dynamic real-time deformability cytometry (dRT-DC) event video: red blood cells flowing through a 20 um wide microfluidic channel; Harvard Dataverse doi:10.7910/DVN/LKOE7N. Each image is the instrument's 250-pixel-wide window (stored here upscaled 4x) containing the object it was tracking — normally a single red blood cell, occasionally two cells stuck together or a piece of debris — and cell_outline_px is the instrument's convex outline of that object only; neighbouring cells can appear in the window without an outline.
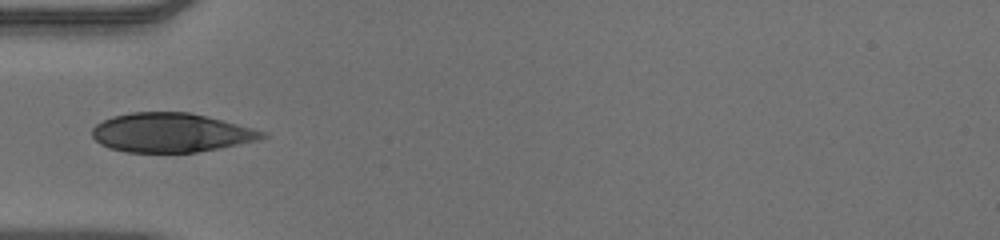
{"species": "human", "species_latin": "Homo sapiens", "temperature_condition": "warm", "stored_images_in_passage": 36, "camera_frame_rate_fps": 3000, "um_per_image_px": 0.085, "donor": {"sex": "male"}, "frame": {"image": 1, "passage_image": 1, "time_ms": 0.0, "image_size_px": [1000, 240], "cell_outline_px": [[268, 136], [260, 140], [220, 148], [196, 152], [128, 152], [108, 148], [100, 144], [92, 136], [92, 128], [96, 124], [112, 116], [132, 112], [188, 112], [268, 132]], "centroid_in_image_um": [14.53, 11.28], "position_along_channel_um": 70.5, "area_um2": 38.67}}
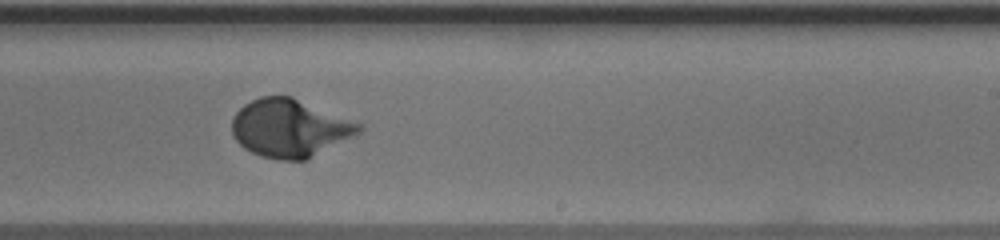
{"frame": {"image": 2, "passage_image": 16, "time_ms": 5.0, "image_size_px": [1000, 240], "cell_outline_px": [[364, 128], [360, 132], [304, 160], [280, 160], [260, 156], [244, 148], [232, 136], [232, 120], [236, 112], [244, 104], [260, 96], [292, 96], [360, 124]], "centroid_in_image_um": [24.57, 10.88], "position_along_channel_um": 264.4, "area_um2": 42.25}}
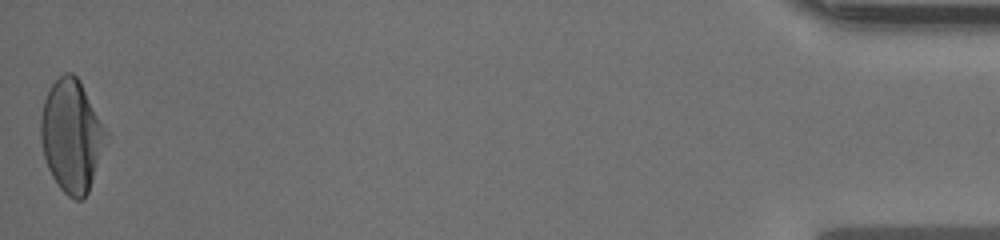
{"frame": {"image": 3, "passage_image": 36, "time_ms": 11.667, "image_size_px": [1000, 240], "cell_outline_px": [[112, 136], [88, 192], [84, 200], [76, 200], [68, 196], [60, 188], [52, 176], [48, 168], [44, 156], [40, 136], [40, 120], [44, 100], [52, 84], [64, 72], [72, 72], [80, 80]], "centroid_in_image_um": [6.16, 11.56], "position_along_channel_um": 429.0, "area_um2": 43.81}, "authors_computed_cell_mechanics": {"area_um2": 41.5871, "velocity_mm_per_s": 3.8726, "shape_relaxation_time_tau1_ms": 2.934, "shape_relaxation_time_tau2_ms": null, "deformation_change_tau1": 0.2041, "deformation_change_tau2": null}}